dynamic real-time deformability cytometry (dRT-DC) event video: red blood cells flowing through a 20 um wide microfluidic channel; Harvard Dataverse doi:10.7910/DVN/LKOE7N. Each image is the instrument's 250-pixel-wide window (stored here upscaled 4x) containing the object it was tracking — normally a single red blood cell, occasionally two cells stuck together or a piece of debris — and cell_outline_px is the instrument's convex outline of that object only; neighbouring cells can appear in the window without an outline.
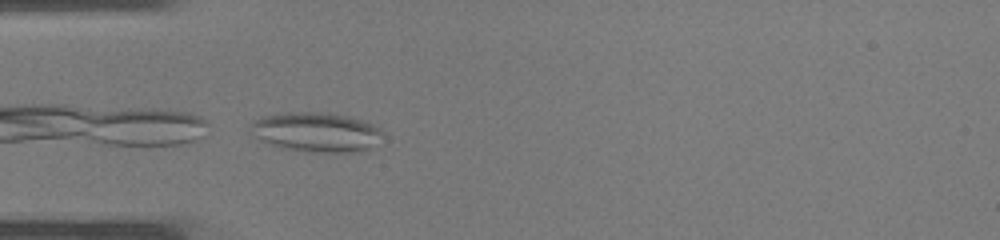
{"species": "common noctule bat (a hibernating species)", "species_latin": "Nyctalus noctula", "temperature_condition": "warm", "stored_images_in_passage": 7, "camera_frame_rate_fps": 3000, "um_per_image_px": 0.085, "animal": {"sex": "male", "body_mass_g": 19.0, "forearm_length_mm": 50.8}, "frame": {"image": 1, "passage_image": 7, "time_ms": 2.0, "image_size_px": [1000, 240], "cell_outline_px": [[384, 132], [368, 148], [360, 152], [308, 152], [280, 148], [260, 140], [252, 136], [248, 132], [248, 124], [260, 116], [288, 112], [328, 112], [348, 116], [372, 124], [380, 128]], "centroid_in_image_um": [26.77, 11.22], "position_along_channel_um": 58.2, "area_um2": 30.81}}